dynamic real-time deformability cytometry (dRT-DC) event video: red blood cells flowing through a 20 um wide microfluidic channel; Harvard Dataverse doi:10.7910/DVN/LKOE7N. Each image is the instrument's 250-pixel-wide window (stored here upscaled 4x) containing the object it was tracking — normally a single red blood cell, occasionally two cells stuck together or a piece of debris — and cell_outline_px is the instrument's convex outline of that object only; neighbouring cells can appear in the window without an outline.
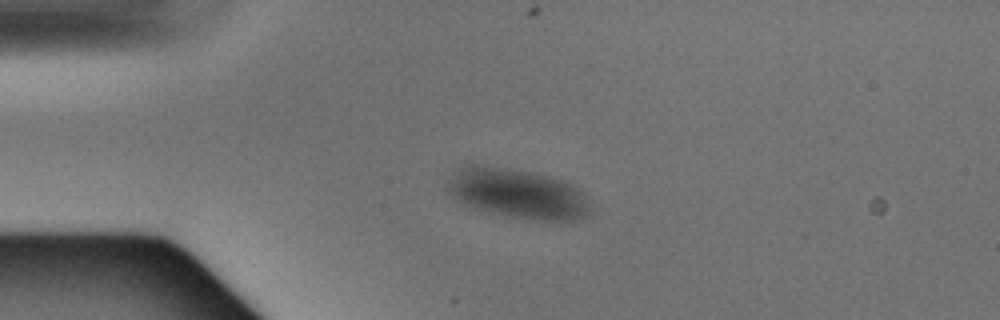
{"species": "Egyptian fruit bat (a non-hibernating species)", "species_latin": "Rousettus aegyptiacus", "temperature_condition": "warm", "stored_images_in_passage": 3, "camera_frame_rate_fps": 3000, "um_per_image_px": 0.085, "animal": {"sex": "male"}, "frame": {"image": 1, "passage_image": 3, "time_ms": 0.667, "image_size_px": [1000, 320], "cell_outline_px": [[592, 216], [576, 220], [540, 220], [508, 216], [472, 208], [456, 200], [444, 188], [448, 180], [460, 168], [468, 164], [480, 164], [528, 172], [560, 180], [576, 188], [584, 196]], "centroid_in_image_um": [43.93, 16.47], "position_along_channel_um": 41.1, "area_um2": 40.92}}